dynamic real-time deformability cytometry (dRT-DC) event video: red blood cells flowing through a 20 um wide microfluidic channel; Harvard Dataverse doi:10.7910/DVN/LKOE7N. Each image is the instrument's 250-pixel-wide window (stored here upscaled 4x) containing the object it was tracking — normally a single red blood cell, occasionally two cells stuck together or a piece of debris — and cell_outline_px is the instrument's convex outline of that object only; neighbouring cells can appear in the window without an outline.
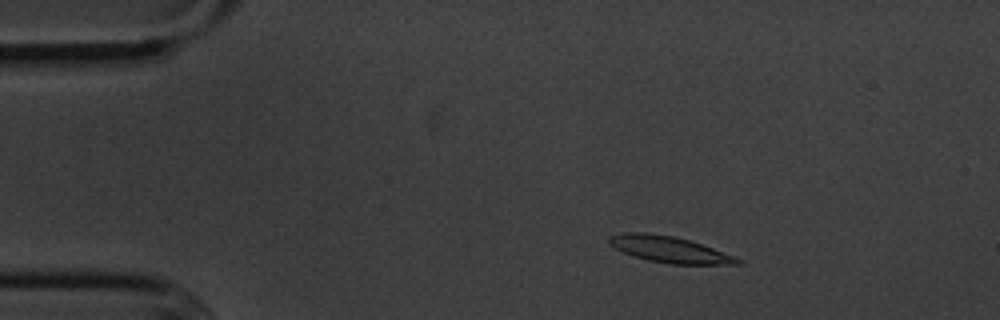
{"species": "common noctule bat (a hibernating species)", "species_latin": "Nyctalus noctula", "temperature_condition": "cold", "stored_images_in_passage": 54, "camera_frame_rate_fps": 3000, "um_per_image_px": 0.085, "animal": {"sex": "male", "body_mass_g": 20.1, "forearm_length_mm": 53.5}, "frame": {"image": 1, "passage_image": 8, "time_ms": 2.333, "image_size_px": [1000, 320], "cell_outline_px": [[744, 264], [668, 264], [648, 260], [632, 256], [608, 244], [608, 236], [624, 232], [648, 232], [672, 236], [688, 240], [736, 256], [744, 260]], "centroid_in_image_um": [56.89, 21.2], "position_along_channel_um": 28.1, "area_um2": 19.71}}
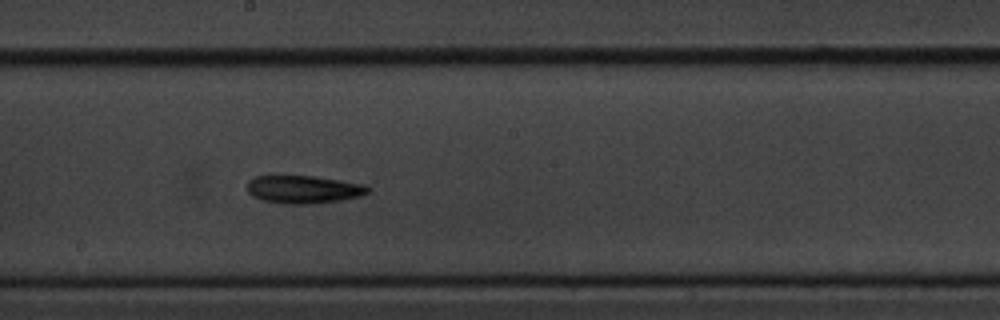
{"frame": {"image": 2, "passage_image": 29, "time_ms": 9.333, "image_size_px": [1000, 320], "cell_outline_px": [[368, 192], [360, 196], [340, 200], [304, 204], [280, 204], [264, 200], [252, 196], [248, 192], [248, 180], [256, 176], [312, 176], [340, 180], [364, 184], [368, 188]], "centroid_in_image_um": [25.77, 16.1], "position_along_channel_um": 222.4, "area_um2": 19.42}}
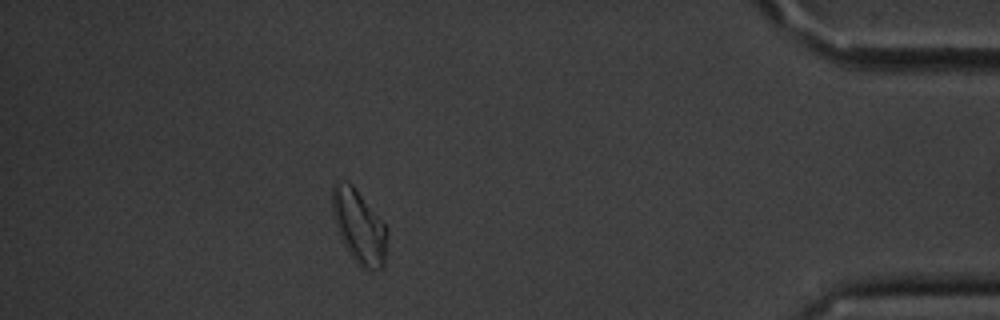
{"frame": {"image": 3, "passage_image": 48, "time_ms": 15.667, "image_size_px": [1000, 320], "cell_outline_px": [[388, 232], [384, 268], [360, 268], [348, 252], [340, 236], [336, 224], [332, 208], [332, 184], [340, 180], [352, 184], [384, 224]], "centroid_in_image_um": [30.52, 19.26], "position_along_channel_um": 404.7, "area_um2": 23.18}, "authors_computed_cell_mechanics": {"area_um2": 19.1318, "velocity_mm_per_s": 3.5947, "shape_relaxation_time_tau1_ms": 3.5995, "shape_relaxation_time_tau2_ms": null, "deformation_change_tau1": 0.1497, "deformation_change_tau2": null}}